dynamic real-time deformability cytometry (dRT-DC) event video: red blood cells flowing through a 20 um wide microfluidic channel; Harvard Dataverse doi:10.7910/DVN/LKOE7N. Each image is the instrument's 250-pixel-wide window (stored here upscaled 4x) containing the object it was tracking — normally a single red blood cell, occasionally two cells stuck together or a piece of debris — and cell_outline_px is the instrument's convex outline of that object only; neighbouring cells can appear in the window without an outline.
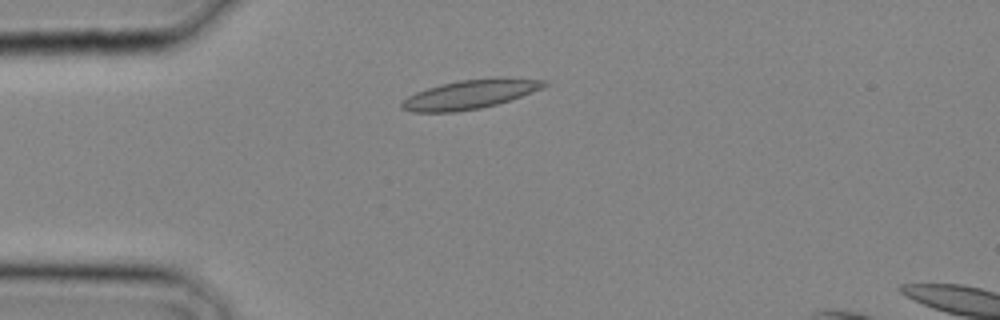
{"species": "common noctule bat (a hibernating species)", "species_latin": "Nyctalus noctula", "temperature_condition": "cold", "stored_images_in_passage": 8, "camera_frame_rate_fps": 3000, "um_per_image_px": 0.085, "animal": {"sex": "male", "body_mass_g": 20.4}, "frame": {"image": 1, "passage_image": 6, "time_ms": 1.667, "image_size_px": [1000, 320], "cell_outline_px": [[548, 84], [532, 92], [496, 104], [480, 108], [456, 112], [412, 112], [400, 108], [400, 104], [408, 96], [416, 92], [428, 88], [460, 80], [496, 76], [504, 76], [548, 80]], "centroid_in_image_um": [39.98, 8.0], "position_along_channel_um": 45.0, "area_um2": 24.22}}